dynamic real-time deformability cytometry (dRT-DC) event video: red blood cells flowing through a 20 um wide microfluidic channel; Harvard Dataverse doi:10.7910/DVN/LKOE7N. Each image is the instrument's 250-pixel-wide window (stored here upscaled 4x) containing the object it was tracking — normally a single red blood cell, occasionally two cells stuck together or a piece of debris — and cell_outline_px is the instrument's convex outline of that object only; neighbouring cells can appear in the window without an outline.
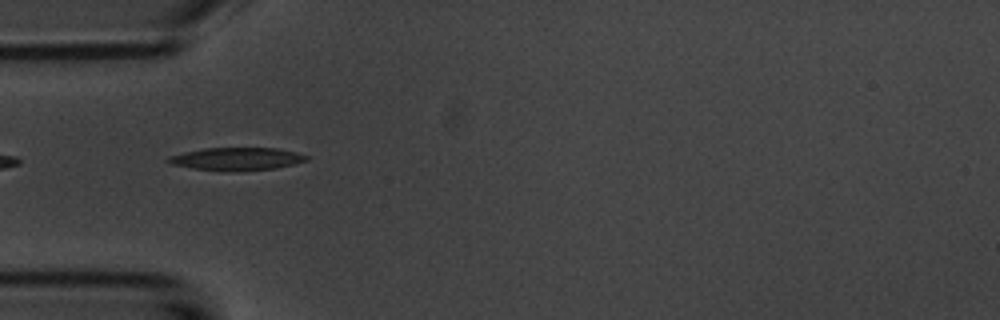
{"species": "common noctule bat (a hibernating species)", "species_latin": "Nyctalus noctula", "temperature_condition": "room temperature", "stored_images_in_passage": 12, "camera_frame_rate_fps": 3000, "um_per_image_px": 0.085, "animal": {"sex": "male", "body_mass_g": 20.1, "forearm_length_mm": 53.5}, "frame": {"image": 1, "passage_image": 4, "time_ms": 5.0, "image_size_px": [1000, 320], "cell_outline_px": [[308, 160], [296, 164], [276, 168], [192, 168], [172, 164], [164, 160], [168, 156], [184, 152], [204, 148], [276, 148], [296, 152], [308, 156]], "centroid_in_image_um": [20.14, 13.45], "position_along_channel_um": 64.9, "area_um2": 17.28}}
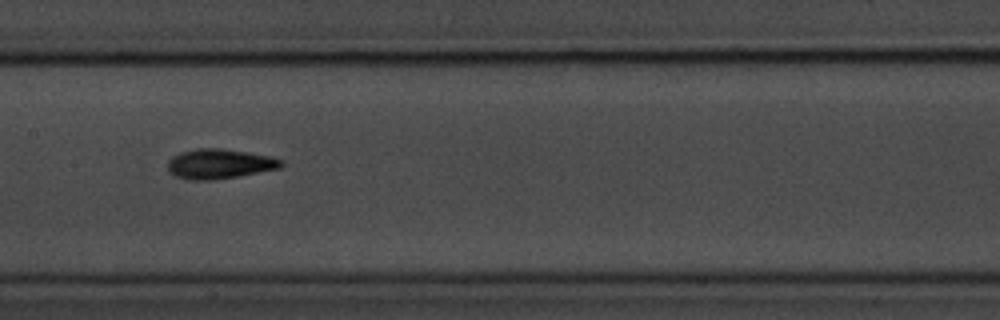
{"frame": {"image": 2, "passage_image": 7, "time_ms": 8.333, "image_size_px": [1000, 320], "cell_outline_px": [[284, 164], [280, 168], [236, 176], [212, 180], [188, 180], [176, 176], [168, 172], [168, 160], [172, 156], [180, 152], [196, 148], [220, 148], [272, 156], [280, 160]], "centroid_in_image_um": [18.61, 13.92], "position_along_channel_um": 188.8, "area_um2": 19.65}}
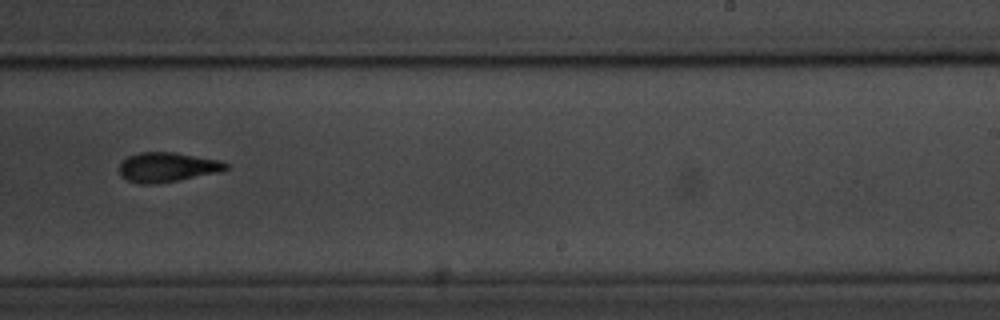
{"frame": {"image": 3, "passage_image": 9, "time_ms": 10.667, "image_size_px": [1000, 320], "cell_outline_px": [[228, 168], [224, 172], [156, 184], [140, 184], [128, 180], [120, 176], [120, 164], [128, 156], [140, 152], [176, 152], [220, 160], [228, 164]], "centroid_in_image_um": [14.26, 14.21], "position_along_channel_um": 274.7, "area_um2": 18.61}, "authors_computed_cell_mechanics": {"area_um2": 18.4671, "velocity_mm_per_s": 3.7066, "shape_relaxation_time_tau1_ms": 4.7823, "shape_relaxation_time_tau2_ms": 10.7356, "deformation_change_tau1": 0.1686, "deformation_change_tau2": 0.2003}}